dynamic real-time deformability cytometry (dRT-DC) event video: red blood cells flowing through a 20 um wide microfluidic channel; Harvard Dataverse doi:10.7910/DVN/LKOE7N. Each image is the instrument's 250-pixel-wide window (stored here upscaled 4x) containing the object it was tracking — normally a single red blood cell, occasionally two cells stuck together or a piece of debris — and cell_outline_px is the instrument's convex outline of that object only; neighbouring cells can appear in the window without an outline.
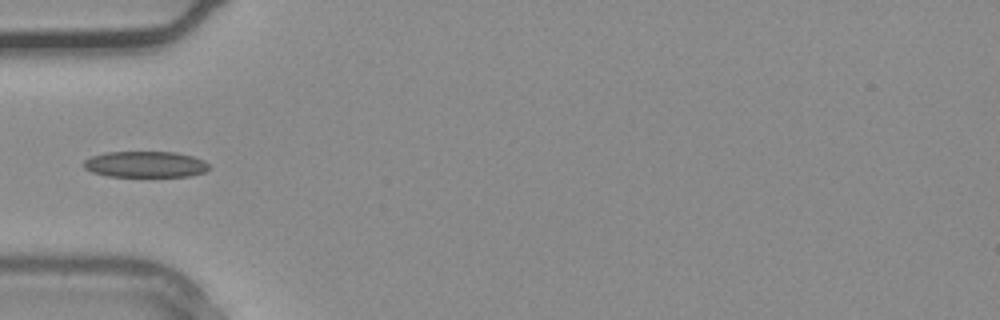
{"species": "common noctule bat (a hibernating species)", "species_latin": "Nyctalus noctula", "temperature_condition": "warm", "stored_images_in_passage": 29, "camera_frame_rate_fps": 3000, "um_per_image_px": 0.085, "animal": {"sex": "male", "body_mass_g": 20.4}, "frame": {"image": 1, "passage_image": 5, "time_ms": 1.333, "image_size_px": [1000, 320], "cell_outline_px": [[212, 168], [204, 172], [188, 176], [108, 176], [92, 172], [84, 168], [84, 160], [92, 156], [104, 152], [176, 152], [192, 156], [204, 160]], "centroid_in_image_um": [12.37, 13.96], "position_along_channel_um": 72.6, "area_um2": 19.07}}